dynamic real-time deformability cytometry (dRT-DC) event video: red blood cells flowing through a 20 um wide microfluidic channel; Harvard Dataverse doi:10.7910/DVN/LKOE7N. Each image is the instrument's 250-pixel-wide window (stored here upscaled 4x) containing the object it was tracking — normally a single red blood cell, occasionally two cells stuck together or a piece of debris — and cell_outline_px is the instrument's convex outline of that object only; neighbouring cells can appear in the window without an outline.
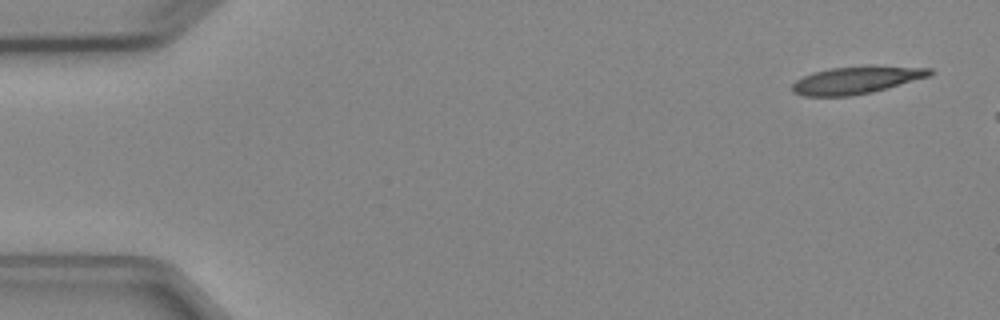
{"species": "Egyptian fruit bat (a non-hibernating species)", "species_latin": "Rousettus aegyptiacus", "temperature_condition": "cold", "stored_images_in_passage": 2, "camera_frame_rate_fps": 3000, "um_per_image_px": 0.085, "animal": {"sex": "female"}, "frame": {"image": 1, "passage_image": 1, "time_ms": 0.0, "image_size_px": [1000, 320], "cell_outline_px": [[932, 76], [872, 92], [852, 96], [804, 96], [792, 92], [792, 84], [796, 80], [812, 72], [828, 68], [868, 64], [872, 64], [932, 68]], "centroid_in_image_um": [72.83, 6.77], "position_along_channel_um": 12.2, "area_um2": 22.66}}